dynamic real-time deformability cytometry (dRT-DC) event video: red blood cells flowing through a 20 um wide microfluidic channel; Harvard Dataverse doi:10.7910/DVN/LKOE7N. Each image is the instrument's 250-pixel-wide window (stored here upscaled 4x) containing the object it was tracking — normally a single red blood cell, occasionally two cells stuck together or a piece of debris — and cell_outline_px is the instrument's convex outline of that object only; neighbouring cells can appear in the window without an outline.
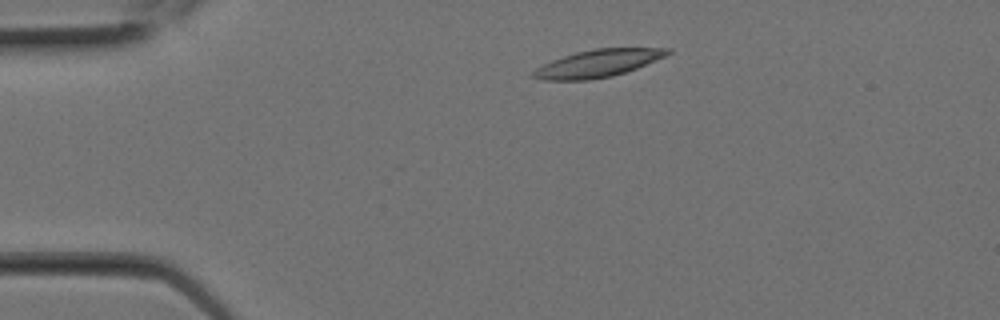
{"species": "Egyptian fruit bat (a non-hibernating species)", "species_latin": "Rousettus aegyptiacus", "temperature_condition": "room temperature", "stored_images_in_passage": 2, "camera_frame_rate_fps": 3000, "um_per_image_px": 0.085, "animal": {"sex": "female"}, "frame": {"image": 1, "passage_image": 1, "time_ms": 0.0, "image_size_px": [1000, 320], "cell_outline_px": [[672, 52], [664, 56], [636, 68], [612, 76], [592, 80], [544, 80], [532, 76], [532, 72], [536, 68], [552, 60], [576, 52], [596, 48], [672, 48]], "centroid_in_image_um": [50.81, 5.39], "position_along_channel_um": 34.2, "area_um2": 21.21}}
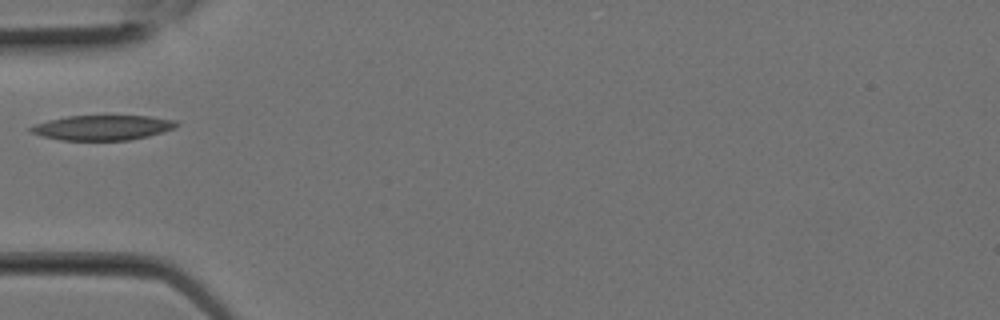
{"frame": {"image": 2, "passage_image": 2, "time_ms": 0.333, "image_size_px": [1000, 320], "cell_outline_px": [[180, 124], [176, 128], [148, 136], [128, 140], [60, 140], [44, 136], [32, 132], [28, 128], [36, 124], [48, 120], [68, 116], [148, 116], [176, 120]], "centroid_in_image_um": [8.76, 10.84], "position_along_channel_um": 76.2, "area_um2": 21.04}}